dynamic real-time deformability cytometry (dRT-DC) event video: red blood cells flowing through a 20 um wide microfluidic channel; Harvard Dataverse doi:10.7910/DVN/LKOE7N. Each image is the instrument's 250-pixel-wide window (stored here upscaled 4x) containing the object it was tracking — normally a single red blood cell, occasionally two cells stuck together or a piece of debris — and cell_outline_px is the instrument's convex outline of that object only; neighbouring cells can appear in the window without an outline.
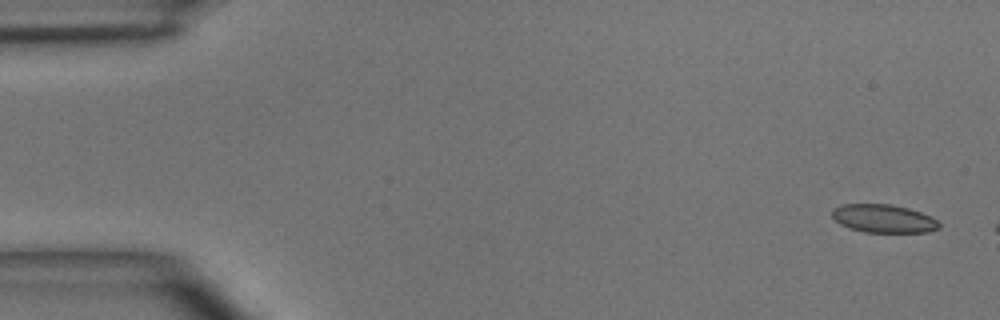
{"species": "common noctule bat (a hibernating species)", "species_latin": "Nyctalus noctula", "temperature_condition": "room temperature", "stored_images_in_passage": 3, "camera_frame_rate_fps": 3000, "um_per_image_px": 0.085, "animal": {"sex": "male", "body_mass_g": 15.6}, "frame": {"image": 1, "passage_image": 1, "time_ms": 0.0, "image_size_px": [1000, 320], "cell_outline_px": [[940, 228], [928, 232], [864, 232], [848, 228], [840, 224], [832, 216], [832, 208], [840, 204], [888, 204], [908, 208], [932, 216], [940, 224]], "centroid_in_image_um": [75.09, 18.58], "position_along_channel_um": 9.9, "area_um2": 17.69}}